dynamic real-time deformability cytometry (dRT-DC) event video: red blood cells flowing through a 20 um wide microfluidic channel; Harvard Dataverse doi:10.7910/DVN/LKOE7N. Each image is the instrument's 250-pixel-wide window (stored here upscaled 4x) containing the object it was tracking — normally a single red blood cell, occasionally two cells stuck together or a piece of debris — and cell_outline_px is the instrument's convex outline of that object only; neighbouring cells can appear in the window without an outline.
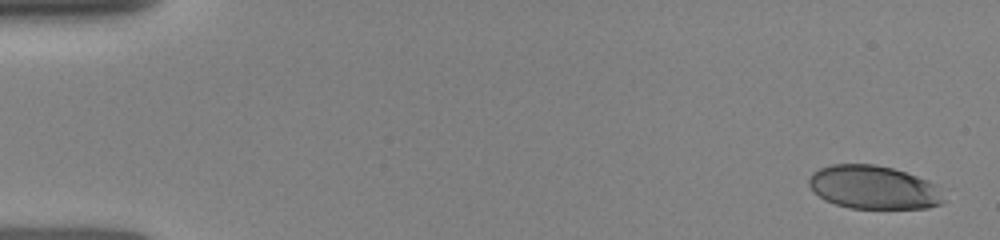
{"species": "human", "species_latin": "Homo sapiens", "temperature_condition": "room temperature", "stored_images_in_passage": 12, "camera_frame_rate_fps": 3000, "um_per_image_px": 0.085, "donor": {"sex": "female"}, "frame": {"image": 1, "passage_image": 1, "time_ms": 0.0, "image_size_px": [1000, 240], "cell_outline_px": [[944, 200], [940, 204], [928, 208], [848, 208], [824, 200], [812, 192], [808, 184], [808, 180], [812, 172], [820, 168], [832, 164], [876, 164], [892, 168], [928, 180], [936, 184]], "centroid_in_image_um": [74.21, 15.92], "position_along_channel_um": 10.8, "area_um2": 34.22}}
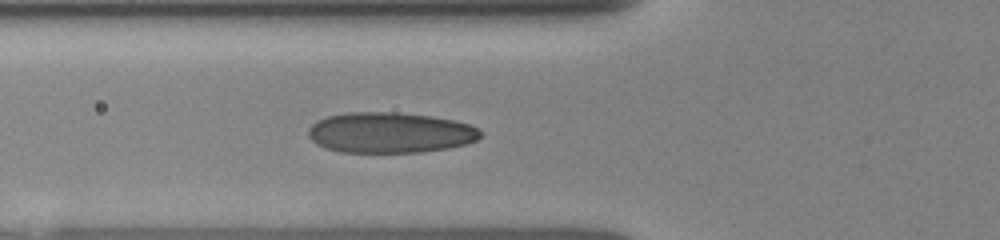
{"frame": {"image": 2, "passage_image": 10, "time_ms": 5.333, "image_size_px": [1000, 240], "cell_outline_px": [[484, 136], [468, 144], [448, 148], [420, 152], [340, 152], [316, 144], [308, 136], [308, 128], [316, 120], [328, 116], [348, 112], [396, 112], [432, 116], [452, 120], [468, 124], [484, 132]], "centroid_in_image_um": [33.17, 11.27], "position_along_channel_um": 92.6, "area_um2": 40.92}}
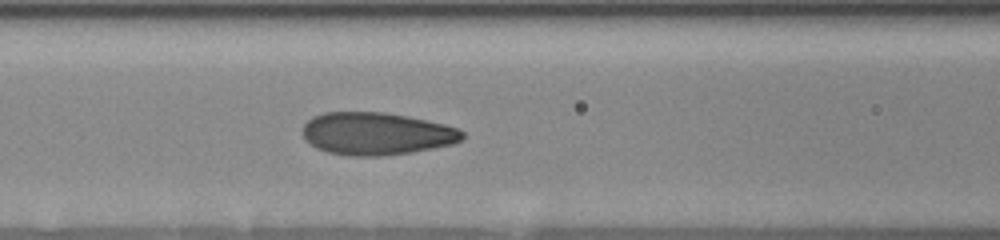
{"frame": {"image": 3, "passage_image": 12, "time_ms": 6.333, "image_size_px": [1000, 240], "cell_outline_px": [[464, 140], [452, 144], [432, 148], [408, 152], [380, 156], [348, 156], [328, 152], [316, 148], [308, 144], [304, 140], [300, 132], [304, 124], [312, 116], [324, 112], [384, 112], [408, 116], [444, 124], [460, 128], [464, 132]], "centroid_in_image_um": [31.96, 11.36], "position_along_channel_um": 134.6, "area_um2": 40.0}}